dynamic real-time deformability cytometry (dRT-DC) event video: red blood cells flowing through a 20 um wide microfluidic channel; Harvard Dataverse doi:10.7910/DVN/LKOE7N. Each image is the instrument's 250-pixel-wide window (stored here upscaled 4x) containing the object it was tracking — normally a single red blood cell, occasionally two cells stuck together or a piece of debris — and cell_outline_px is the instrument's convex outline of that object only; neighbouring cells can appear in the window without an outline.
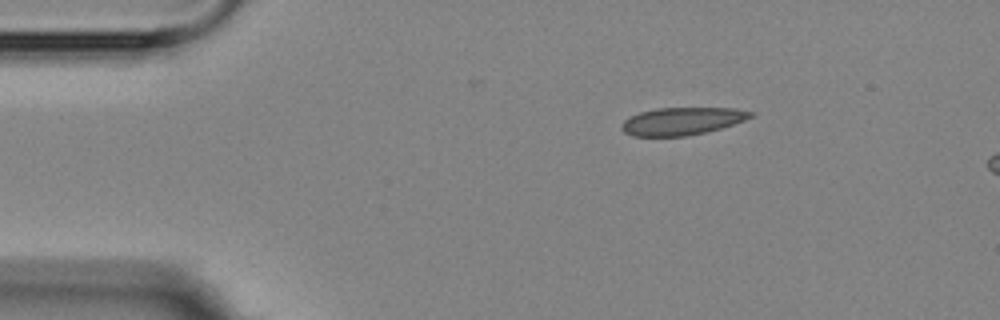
{"species": "Egyptian fruit bat (a non-hibernating species)", "species_latin": "Rousettus aegyptiacus", "temperature_condition": "room temperature", "stored_images_in_passage": 2, "camera_frame_rate_fps": 3000, "um_per_image_px": 0.085, "animal": {"sex": "female"}, "frame": {"image": 1, "passage_image": 1, "time_ms": 0.0, "image_size_px": [1000, 320], "cell_outline_px": [[756, 116], [708, 132], [688, 136], [632, 136], [624, 132], [620, 128], [620, 124], [624, 120], [640, 112], [656, 108], [736, 108], [756, 112]], "centroid_in_image_um": [58.0, 10.3], "position_along_channel_um": 27.0, "area_um2": 20.92}}